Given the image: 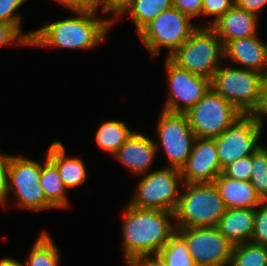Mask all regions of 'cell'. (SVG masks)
Segmentation results:
<instances>
[{
	"label": "cell",
	"mask_w": 267,
	"mask_h": 266,
	"mask_svg": "<svg viewBox=\"0 0 267 266\" xmlns=\"http://www.w3.org/2000/svg\"><path fill=\"white\" fill-rule=\"evenodd\" d=\"M123 219L126 263L140 255L157 254L176 232L174 212L171 211L142 209L127 204Z\"/></svg>",
	"instance_id": "6da1fadb"
},
{
	"label": "cell",
	"mask_w": 267,
	"mask_h": 266,
	"mask_svg": "<svg viewBox=\"0 0 267 266\" xmlns=\"http://www.w3.org/2000/svg\"><path fill=\"white\" fill-rule=\"evenodd\" d=\"M75 13L78 17L61 19L34 30L30 46L89 50L103 42L114 25L108 18H97V12Z\"/></svg>",
	"instance_id": "7a4b0ae2"
},
{
	"label": "cell",
	"mask_w": 267,
	"mask_h": 266,
	"mask_svg": "<svg viewBox=\"0 0 267 266\" xmlns=\"http://www.w3.org/2000/svg\"><path fill=\"white\" fill-rule=\"evenodd\" d=\"M182 187L174 211L175 227H215L226 207L214 182L183 183Z\"/></svg>",
	"instance_id": "3957f363"
},
{
	"label": "cell",
	"mask_w": 267,
	"mask_h": 266,
	"mask_svg": "<svg viewBox=\"0 0 267 266\" xmlns=\"http://www.w3.org/2000/svg\"><path fill=\"white\" fill-rule=\"evenodd\" d=\"M266 79L256 71L221 64L211 79V88L243 114H253L260 106Z\"/></svg>",
	"instance_id": "277c9868"
},
{
	"label": "cell",
	"mask_w": 267,
	"mask_h": 266,
	"mask_svg": "<svg viewBox=\"0 0 267 266\" xmlns=\"http://www.w3.org/2000/svg\"><path fill=\"white\" fill-rule=\"evenodd\" d=\"M224 60V45L209 26L197 27L169 57L179 68L212 79ZM221 60V61H220Z\"/></svg>",
	"instance_id": "5b68a950"
},
{
	"label": "cell",
	"mask_w": 267,
	"mask_h": 266,
	"mask_svg": "<svg viewBox=\"0 0 267 266\" xmlns=\"http://www.w3.org/2000/svg\"><path fill=\"white\" fill-rule=\"evenodd\" d=\"M192 18L171 7L148 23L139 33L141 41L148 49L152 59L159 54L160 48H168L169 58L197 29Z\"/></svg>",
	"instance_id": "8992f818"
},
{
	"label": "cell",
	"mask_w": 267,
	"mask_h": 266,
	"mask_svg": "<svg viewBox=\"0 0 267 266\" xmlns=\"http://www.w3.org/2000/svg\"><path fill=\"white\" fill-rule=\"evenodd\" d=\"M180 185H183V180L178 169L165 167L149 171L139 181L128 205L174 212L180 197Z\"/></svg>",
	"instance_id": "52a82bcc"
},
{
	"label": "cell",
	"mask_w": 267,
	"mask_h": 266,
	"mask_svg": "<svg viewBox=\"0 0 267 266\" xmlns=\"http://www.w3.org/2000/svg\"><path fill=\"white\" fill-rule=\"evenodd\" d=\"M10 155L8 166V193H13L20 208L36 213L47 209H56L45 197L40 184L41 163Z\"/></svg>",
	"instance_id": "ba28073f"
},
{
	"label": "cell",
	"mask_w": 267,
	"mask_h": 266,
	"mask_svg": "<svg viewBox=\"0 0 267 266\" xmlns=\"http://www.w3.org/2000/svg\"><path fill=\"white\" fill-rule=\"evenodd\" d=\"M198 138H215L243 113L212 88L185 113Z\"/></svg>",
	"instance_id": "9c48e42d"
},
{
	"label": "cell",
	"mask_w": 267,
	"mask_h": 266,
	"mask_svg": "<svg viewBox=\"0 0 267 266\" xmlns=\"http://www.w3.org/2000/svg\"><path fill=\"white\" fill-rule=\"evenodd\" d=\"M262 131L254 114H242L223 133L215 137L221 170L239 158L251 156L261 145Z\"/></svg>",
	"instance_id": "30bf717a"
},
{
	"label": "cell",
	"mask_w": 267,
	"mask_h": 266,
	"mask_svg": "<svg viewBox=\"0 0 267 266\" xmlns=\"http://www.w3.org/2000/svg\"><path fill=\"white\" fill-rule=\"evenodd\" d=\"M157 125L159 143L169 161L168 167L180 170L196 139L187 115L163 110Z\"/></svg>",
	"instance_id": "8fae6325"
},
{
	"label": "cell",
	"mask_w": 267,
	"mask_h": 266,
	"mask_svg": "<svg viewBox=\"0 0 267 266\" xmlns=\"http://www.w3.org/2000/svg\"><path fill=\"white\" fill-rule=\"evenodd\" d=\"M170 91L164 111L185 114L211 88V80L179 68L169 58L165 59Z\"/></svg>",
	"instance_id": "7c38bea8"
},
{
	"label": "cell",
	"mask_w": 267,
	"mask_h": 266,
	"mask_svg": "<svg viewBox=\"0 0 267 266\" xmlns=\"http://www.w3.org/2000/svg\"><path fill=\"white\" fill-rule=\"evenodd\" d=\"M197 266H228L233 245L216 227L176 228Z\"/></svg>",
	"instance_id": "4fadbf2b"
},
{
	"label": "cell",
	"mask_w": 267,
	"mask_h": 266,
	"mask_svg": "<svg viewBox=\"0 0 267 266\" xmlns=\"http://www.w3.org/2000/svg\"><path fill=\"white\" fill-rule=\"evenodd\" d=\"M183 183H212L222 173L214 138L196 137L190 156L180 169Z\"/></svg>",
	"instance_id": "5bb4252c"
},
{
	"label": "cell",
	"mask_w": 267,
	"mask_h": 266,
	"mask_svg": "<svg viewBox=\"0 0 267 266\" xmlns=\"http://www.w3.org/2000/svg\"><path fill=\"white\" fill-rule=\"evenodd\" d=\"M158 143L142 133L133 132L126 142L113 154L130 172L147 174L158 153Z\"/></svg>",
	"instance_id": "9a60e30c"
},
{
	"label": "cell",
	"mask_w": 267,
	"mask_h": 266,
	"mask_svg": "<svg viewBox=\"0 0 267 266\" xmlns=\"http://www.w3.org/2000/svg\"><path fill=\"white\" fill-rule=\"evenodd\" d=\"M224 58L267 77V44L257 35L229 41L224 46Z\"/></svg>",
	"instance_id": "2e32d148"
},
{
	"label": "cell",
	"mask_w": 267,
	"mask_h": 266,
	"mask_svg": "<svg viewBox=\"0 0 267 266\" xmlns=\"http://www.w3.org/2000/svg\"><path fill=\"white\" fill-rule=\"evenodd\" d=\"M258 16L238 8L235 4L211 28L225 46L229 41L258 35Z\"/></svg>",
	"instance_id": "e0dca14e"
},
{
	"label": "cell",
	"mask_w": 267,
	"mask_h": 266,
	"mask_svg": "<svg viewBox=\"0 0 267 266\" xmlns=\"http://www.w3.org/2000/svg\"><path fill=\"white\" fill-rule=\"evenodd\" d=\"M226 209H256L263 201L250 181H239L219 174L214 180Z\"/></svg>",
	"instance_id": "ac0fdd59"
},
{
	"label": "cell",
	"mask_w": 267,
	"mask_h": 266,
	"mask_svg": "<svg viewBox=\"0 0 267 266\" xmlns=\"http://www.w3.org/2000/svg\"><path fill=\"white\" fill-rule=\"evenodd\" d=\"M255 225V209H226L215 226L233 246L251 240Z\"/></svg>",
	"instance_id": "d6986e66"
},
{
	"label": "cell",
	"mask_w": 267,
	"mask_h": 266,
	"mask_svg": "<svg viewBox=\"0 0 267 266\" xmlns=\"http://www.w3.org/2000/svg\"><path fill=\"white\" fill-rule=\"evenodd\" d=\"M47 158L56 166L66 188L73 189L86 182L87 169L80 157H68L64 145L53 141L46 152Z\"/></svg>",
	"instance_id": "ffe728a7"
},
{
	"label": "cell",
	"mask_w": 267,
	"mask_h": 266,
	"mask_svg": "<svg viewBox=\"0 0 267 266\" xmlns=\"http://www.w3.org/2000/svg\"><path fill=\"white\" fill-rule=\"evenodd\" d=\"M41 163L40 184L46 199L57 209L67 208L69 201L67 200L66 191L68 190L59 176L56 166L47 158Z\"/></svg>",
	"instance_id": "44dd1931"
},
{
	"label": "cell",
	"mask_w": 267,
	"mask_h": 266,
	"mask_svg": "<svg viewBox=\"0 0 267 266\" xmlns=\"http://www.w3.org/2000/svg\"><path fill=\"white\" fill-rule=\"evenodd\" d=\"M133 132L123 121H106L96 131L95 141L101 149L113 155Z\"/></svg>",
	"instance_id": "7402d4cb"
},
{
	"label": "cell",
	"mask_w": 267,
	"mask_h": 266,
	"mask_svg": "<svg viewBox=\"0 0 267 266\" xmlns=\"http://www.w3.org/2000/svg\"><path fill=\"white\" fill-rule=\"evenodd\" d=\"M171 7L172 0H135L126 13L135 23L136 32L139 33L155 17Z\"/></svg>",
	"instance_id": "603a6c76"
},
{
	"label": "cell",
	"mask_w": 267,
	"mask_h": 266,
	"mask_svg": "<svg viewBox=\"0 0 267 266\" xmlns=\"http://www.w3.org/2000/svg\"><path fill=\"white\" fill-rule=\"evenodd\" d=\"M59 249L45 230L32 246L26 266H59Z\"/></svg>",
	"instance_id": "cb8c5ba5"
},
{
	"label": "cell",
	"mask_w": 267,
	"mask_h": 266,
	"mask_svg": "<svg viewBox=\"0 0 267 266\" xmlns=\"http://www.w3.org/2000/svg\"><path fill=\"white\" fill-rule=\"evenodd\" d=\"M157 254L166 266H197L189 253L187 242L177 231Z\"/></svg>",
	"instance_id": "d4e9b609"
},
{
	"label": "cell",
	"mask_w": 267,
	"mask_h": 266,
	"mask_svg": "<svg viewBox=\"0 0 267 266\" xmlns=\"http://www.w3.org/2000/svg\"><path fill=\"white\" fill-rule=\"evenodd\" d=\"M228 266H267V247L251 241L234 245Z\"/></svg>",
	"instance_id": "484cf974"
},
{
	"label": "cell",
	"mask_w": 267,
	"mask_h": 266,
	"mask_svg": "<svg viewBox=\"0 0 267 266\" xmlns=\"http://www.w3.org/2000/svg\"><path fill=\"white\" fill-rule=\"evenodd\" d=\"M260 199L267 201V148L261 145L252 154V170L249 180Z\"/></svg>",
	"instance_id": "4316f807"
},
{
	"label": "cell",
	"mask_w": 267,
	"mask_h": 266,
	"mask_svg": "<svg viewBox=\"0 0 267 266\" xmlns=\"http://www.w3.org/2000/svg\"><path fill=\"white\" fill-rule=\"evenodd\" d=\"M26 0H0V22L13 24L29 41L33 31L22 32L21 16L15 13Z\"/></svg>",
	"instance_id": "83f0119b"
},
{
	"label": "cell",
	"mask_w": 267,
	"mask_h": 266,
	"mask_svg": "<svg viewBox=\"0 0 267 266\" xmlns=\"http://www.w3.org/2000/svg\"><path fill=\"white\" fill-rule=\"evenodd\" d=\"M250 241L267 247V201L255 209V225Z\"/></svg>",
	"instance_id": "f1b7e54d"
},
{
	"label": "cell",
	"mask_w": 267,
	"mask_h": 266,
	"mask_svg": "<svg viewBox=\"0 0 267 266\" xmlns=\"http://www.w3.org/2000/svg\"><path fill=\"white\" fill-rule=\"evenodd\" d=\"M252 170V155L237 159L227 166L222 173L232 179L249 181Z\"/></svg>",
	"instance_id": "f546056e"
},
{
	"label": "cell",
	"mask_w": 267,
	"mask_h": 266,
	"mask_svg": "<svg viewBox=\"0 0 267 266\" xmlns=\"http://www.w3.org/2000/svg\"><path fill=\"white\" fill-rule=\"evenodd\" d=\"M234 4V0H202V15L215 17L212 19L209 27H211Z\"/></svg>",
	"instance_id": "4dcf8cb0"
},
{
	"label": "cell",
	"mask_w": 267,
	"mask_h": 266,
	"mask_svg": "<svg viewBox=\"0 0 267 266\" xmlns=\"http://www.w3.org/2000/svg\"><path fill=\"white\" fill-rule=\"evenodd\" d=\"M13 42L20 46H30V41L13 24L0 22V47Z\"/></svg>",
	"instance_id": "1f68e13d"
},
{
	"label": "cell",
	"mask_w": 267,
	"mask_h": 266,
	"mask_svg": "<svg viewBox=\"0 0 267 266\" xmlns=\"http://www.w3.org/2000/svg\"><path fill=\"white\" fill-rule=\"evenodd\" d=\"M134 1L135 0H101L100 8L101 11L106 14H113L112 17L109 18V21L113 24L117 18L126 14Z\"/></svg>",
	"instance_id": "d6a6232c"
},
{
	"label": "cell",
	"mask_w": 267,
	"mask_h": 266,
	"mask_svg": "<svg viewBox=\"0 0 267 266\" xmlns=\"http://www.w3.org/2000/svg\"><path fill=\"white\" fill-rule=\"evenodd\" d=\"M10 155L0 153V205L6 206L8 198V166Z\"/></svg>",
	"instance_id": "836d02e7"
},
{
	"label": "cell",
	"mask_w": 267,
	"mask_h": 266,
	"mask_svg": "<svg viewBox=\"0 0 267 266\" xmlns=\"http://www.w3.org/2000/svg\"><path fill=\"white\" fill-rule=\"evenodd\" d=\"M173 7L192 19L202 15V0H172Z\"/></svg>",
	"instance_id": "e575fe53"
},
{
	"label": "cell",
	"mask_w": 267,
	"mask_h": 266,
	"mask_svg": "<svg viewBox=\"0 0 267 266\" xmlns=\"http://www.w3.org/2000/svg\"><path fill=\"white\" fill-rule=\"evenodd\" d=\"M127 266H166L158 254L140 255L127 262Z\"/></svg>",
	"instance_id": "d590c367"
},
{
	"label": "cell",
	"mask_w": 267,
	"mask_h": 266,
	"mask_svg": "<svg viewBox=\"0 0 267 266\" xmlns=\"http://www.w3.org/2000/svg\"><path fill=\"white\" fill-rule=\"evenodd\" d=\"M100 5L101 0H69V9L73 13L76 11L97 12Z\"/></svg>",
	"instance_id": "8d00e7d4"
},
{
	"label": "cell",
	"mask_w": 267,
	"mask_h": 266,
	"mask_svg": "<svg viewBox=\"0 0 267 266\" xmlns=\"http://www.w3.org/2000/svg\"><path fill=\"white\" fill-rule=\"evenodd\" d=\"M235 5L248 11L249 13L259 16V12L267 6V0H234Z\"/></svg>",
	"instance_id": "74e56055"
},
{
	"label": "cell",
	"mask_w": 267,
	"mask_h": 266,
	"mask_svg": "<svg viewBox=\"0 0 267 266\" xmlns=\"http://www.w3.org/2000/svg\"><path fill=\"white\" fill-rule=\"evenodd\" d=\"M257 119L258 122V126L261 129L262 132H264V117L266 118L267 116V79L265 81L264 84V91H263V95L261 98V102H260V106L258 107V109L253 113Z\"/></svg>",
	"instance_id": "f35d334b"
},
{
	"label": "cell",
	"mask_w": 267,
	"mask_h": 266,
	"mask_svg": "<svg viewBox=\"0 0 267 266\" xmlns=\"http://www.w3.org/2000/svg\"><path fill=\"white\" fill-rule=\"evenodd\" d=\"M0 266H26L25 263L18 262V260L13 258H2L0 259Z\"/></svg>",
	"instance_id": "ab89813d"
},
{
	"label": "cell",
	"mask_w": 267,
	"mask_h": 266,
	"mask_svg": "<svg viewBox=\"0 0 267 266\" xmlns=\"http://www.w3.org/2000/svg\"><path fill=\"white\" fill-rule=\"evenodd\" d=\"M60 5L64 6L65 8L69 9V0H55Z\"/></svg>",
	"instance_id": "60d3db41"
}]
</instances>
